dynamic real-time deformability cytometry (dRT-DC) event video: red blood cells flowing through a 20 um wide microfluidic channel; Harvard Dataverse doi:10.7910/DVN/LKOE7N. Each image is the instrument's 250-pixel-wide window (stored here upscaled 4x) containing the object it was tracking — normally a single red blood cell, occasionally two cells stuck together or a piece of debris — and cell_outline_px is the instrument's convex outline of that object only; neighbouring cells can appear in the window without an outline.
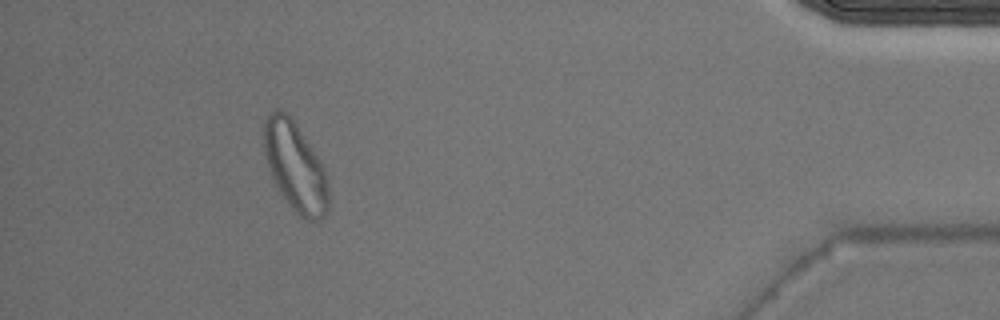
{"species": "Egyptian fruit bat (a non-hibernating species)", "species_latin": "Rousettus aegyptiacus", "temperature_condition": "warm", "stored_images_in_passage": 37, "camera_frame_rate_fps": 3000, "um_per_image_px": 0.085, "animal": {"sex": "male"}, "frame": {"image": 1, "passage_image": 32, "time_ms": 10.333, "image_size_px": [1000, 320], "cell_outline_px": [[328, 212], [324, 216], [316, 220], [312, 220], [300, 216], [296, 212], [284, 196], [276, 184], [272, 176], [268, 164], [264, 148], [264, 120], [268, 112], [276, 108], [280, 108], [296, 124], [324, 168], [328, 184]], "centroid_in_image_um": [25.09, 14.14], "position_along_channel_um": 410.1, "area_um2": 32.66}}